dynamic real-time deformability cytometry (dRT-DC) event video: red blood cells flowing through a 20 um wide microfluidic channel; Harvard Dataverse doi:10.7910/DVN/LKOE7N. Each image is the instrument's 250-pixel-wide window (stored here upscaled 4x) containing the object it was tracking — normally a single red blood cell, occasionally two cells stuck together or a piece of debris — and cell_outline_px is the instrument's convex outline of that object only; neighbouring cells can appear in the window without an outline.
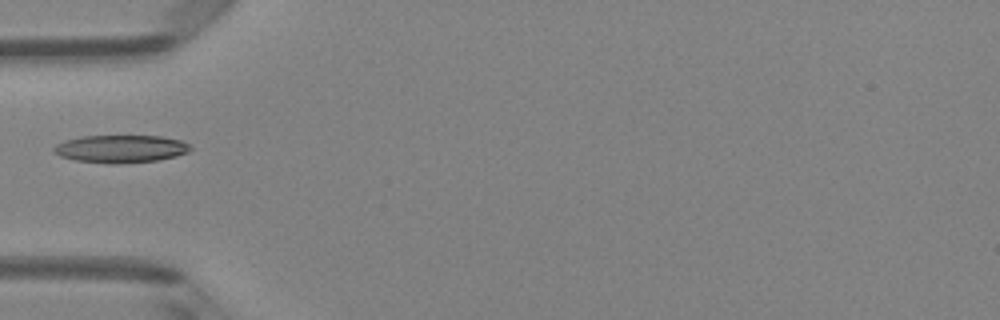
{"species": "Egyptian fruit bat (a non-hibernating species)", "species_latin": "Rousettus aegyptiacus", "temperature_condition": "room temperature", "stored_images_in_passage": 5, "camera_frame_rate_fps": 3000, "um_per_image_px": 0.085, "animal": {"sex": "female"}, "frame": {"image": 1, "passage_image": 4, "time_ms": 1.0, "image_size_px": [1000, 320], "cell_outline_px": [[192, 148], [188, 152], [176, 156], [156, 160], [120, 164], [112, 164], [76, 160], [60, 156], [52, 148], [56, 144], [64, 140], [84, 136], [160, 136], [180, 140], [188, 144]], "centroid_in_image_um": [10.26, 12.65], "position_along_channel_um": 74.7, "area_um2": 21.91}}
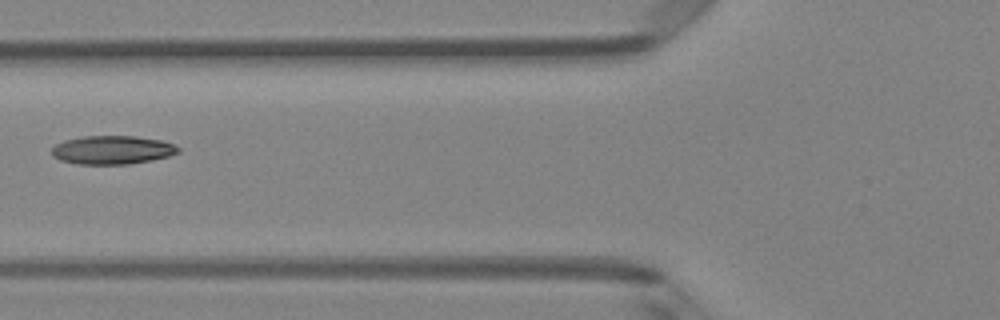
{"frame": {"image": 2, "passage_image": 5, "time_ms": 1.333, "image_size_px": [1000, 320], "cell_outline_px": [[180, 152], [168, 156], [152, 160], [128, 164], [76, 164], [60, 160], [52, 156], [52, 148], [56, 144], [64, 140], [84, 136], [136, 136], [160, 140], [172, 144], [180, 148]], "centroid_in_image_um": [9.53, 12.75], "position_along_channel_um": 116.3, "area_um2": 21.04}}